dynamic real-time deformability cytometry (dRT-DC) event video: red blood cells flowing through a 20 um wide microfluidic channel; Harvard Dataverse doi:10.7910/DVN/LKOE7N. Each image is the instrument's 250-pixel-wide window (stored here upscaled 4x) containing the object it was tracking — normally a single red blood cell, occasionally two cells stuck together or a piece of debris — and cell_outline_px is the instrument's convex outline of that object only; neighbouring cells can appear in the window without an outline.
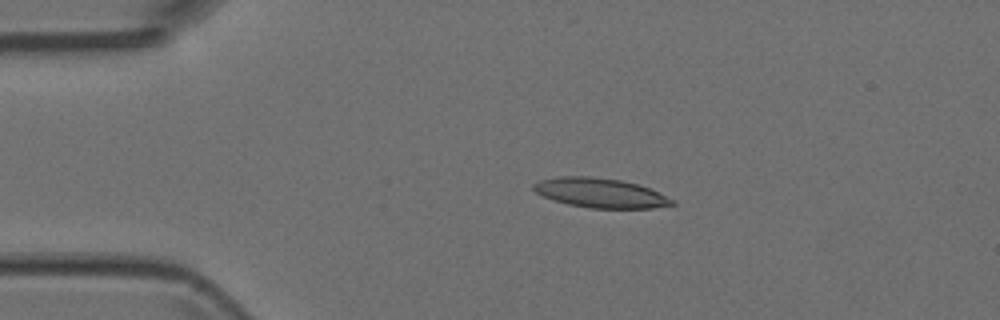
{"species": "Egyptian fruit bat (a non-hibernating species)", "species_latin": "Rousettus aegyptiacus", "temperature_condition": "room temperature", "stored_images_in_passage": 4, "camera_frame_rate_fps": 3000, "um_per_image_px": 0.085, "animal": {"sex": "female"}, "frame": {"image": 1, "passage_image": 3, "time_ms": 0.667, "image_size_px": [1000, 320], "cell_outline_px": [[676, 204], [652, 208], [588, 208], [568, 204], [552, 200], [536, 192], [532, 188], [532, 184], [540, 180], [560, 176], [588, 176], [620, 180], [636, 184], [648, 188], [676, 200]], "centroid_in_image_um": [51.01, 16.4], "position_along_channel_um": 34.0, "area_um2": 23.76}}